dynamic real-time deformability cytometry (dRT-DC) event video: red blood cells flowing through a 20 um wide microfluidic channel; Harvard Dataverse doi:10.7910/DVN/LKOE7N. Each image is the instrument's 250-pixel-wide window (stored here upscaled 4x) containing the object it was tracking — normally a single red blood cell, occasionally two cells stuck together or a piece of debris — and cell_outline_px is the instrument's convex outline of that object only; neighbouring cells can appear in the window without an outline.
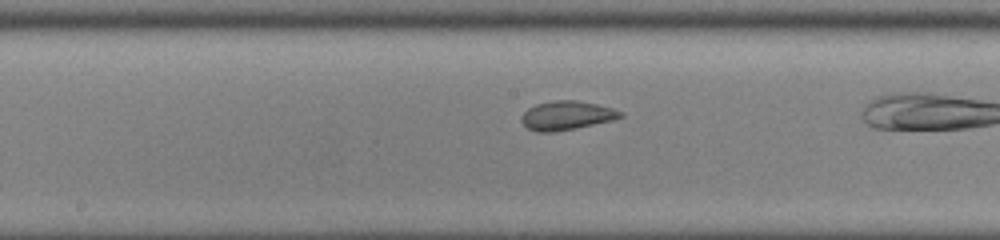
{"species": "common noctule bat (a hibernating species)", "species_latin": "Nyctalus noctula", "temperature_condition": "cold", "stored_images_in_passage": 25, "camera_frame_rate_fps": 3000, "um_per_image_px": 0.085, "animal": {"sex": "male", "body_mass_g": 13.0, "forearm_length_mm": 53.1}, "frame": {"image": 1, "passage_image": 11, "time_ms": 3.333, "image_size_px": [1000, 240], "cell_outline_px": [[624, 116], [612, 120], [576, 128], [556, 132], [536, 132], [528, 128], [520, 120], [524, 112], [528, 108], [536, 104], [552, 100], [576, 100], [596, 104], [612, 108], [624, 112]], "centroid_in_image_um": [48.16, 9.81], "position_along_channel_um": 200.0, "area_um2": 16.7}}